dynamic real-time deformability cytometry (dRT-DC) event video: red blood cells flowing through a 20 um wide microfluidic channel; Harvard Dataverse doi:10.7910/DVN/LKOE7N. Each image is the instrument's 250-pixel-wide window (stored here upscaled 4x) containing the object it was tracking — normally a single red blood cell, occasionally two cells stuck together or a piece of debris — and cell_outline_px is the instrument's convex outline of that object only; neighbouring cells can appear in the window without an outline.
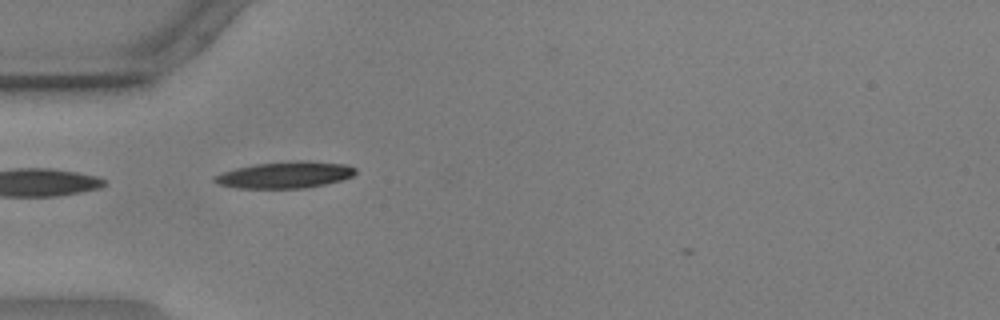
{"species": "common noctule bat (a hibernating species)", "species_latin": "Nyctalus noctula", "temperature_condition": "warm", "stored_images_in_passage": 35, "camera_frame_rate_fps": 3000, "um_per_image_px": 0.085, "animal": {"sex": "male", "body_mass_g": 17.9, "forearm_length_mm": 54.2}, "frame": {"image": 1, "passage_image": 1, "time_ms": 0.0, "image_size_px": [1000, 320], "cell_outline_px": [[356, 172], [352, 176], [340, 180], [324, 184], [304, 188], [236, 188], [216, 184], [212, 180], [212, 176], [236, 168], [256, 164], [300, 160], [308, 160], [344, 164], [356, 168]], "centroid_in_image_um": [24.2, 14.86], "position_along_channel_um": 60.8, "area_um2": 21.79}}
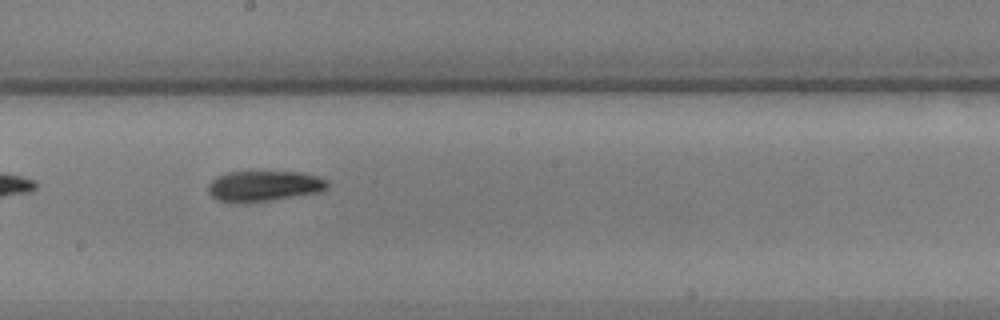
{"frame": {"image": 2, "passage_image": 15, "time_ms": 4.667, "image_size_px": [1000, 320], "cell_outline_px": [[328, 188], [320, 192], [248, 204], [240, 204], [216, 200], [208, 192], [208, 184], [216, 176], [228, 172], [248, 168], [300, 172], [316, 176], [328, 180]], "centroid_in_image_um": [22.39, 15.77], "position_along_channel_um": 225.8, "area_um2": 22.66}}
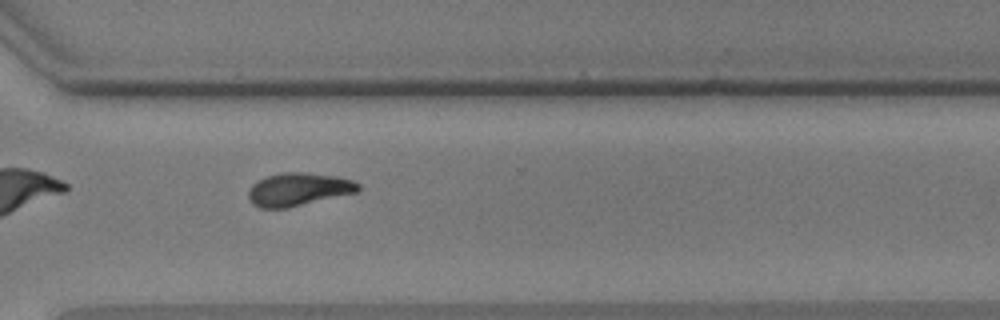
{"frame": {"image": 3, "passage_image": 25, "time_ms": 8.0, "image_size_px": [1000, 320], "cell_outline_px": [[360, 188], [356, 192], [288, 208], [260, 208], [252, 204], [248, 196], [248, 192], [252, 184], [268, 176], [284, 172], [304, 172], [336, 176], [352, 180], [360, 184]], "centroid_in_image_um": [25.36, 16.1], "position_along_channel_um": 345.2, "area_um2": 20.98}, "authors_computed_cell_mechanics": {"area_um2": 20.9236, "velocity_mm_per_s": 3.5855, "shape_relaxation_time_tau1_ms": 8.736, "shape_relaxation_time_tau2_ms": 3.6592, "deformation_change_tau1": 0.2451, "deformation_change_tau2": 0.1047}}